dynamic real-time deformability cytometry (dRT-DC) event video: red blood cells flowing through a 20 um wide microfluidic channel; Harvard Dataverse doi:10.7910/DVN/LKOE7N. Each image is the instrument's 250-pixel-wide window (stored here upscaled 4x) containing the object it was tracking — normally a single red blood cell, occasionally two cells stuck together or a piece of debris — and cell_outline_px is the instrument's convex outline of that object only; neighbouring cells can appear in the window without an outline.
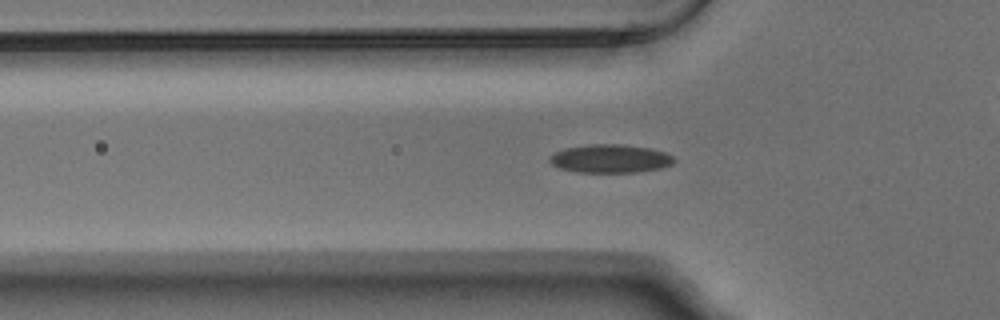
{"species": "Egyptian fruit bat (a non-hibernating species)", "species_latin": "Rousettus aegyptiacus", "temperature_condition": "warm", "stored_images_in_passage": 39, "camera_frame_rate_fps": 3000, "um_per_image_px": 0.085, "animal": {"sex": "male"}, "frame": {"image": 1, "passage_image": 2, "time_ms": 0.333, "image_size_px": [1000, 320], "cell_outline_px": [[676, 160], [672, 164], [660, 168], [636, 172], [576, 172], [560, 168], [552, 164], [548, 160], [548, 156], [564, 148], [588, 144], [624, 144], [648, 148], [664, 152], [672, 156]], "centroid_in_image_um": [51.84, 13.48], "position_along_channel_um": 74.0, "area_um2": 20.58}}
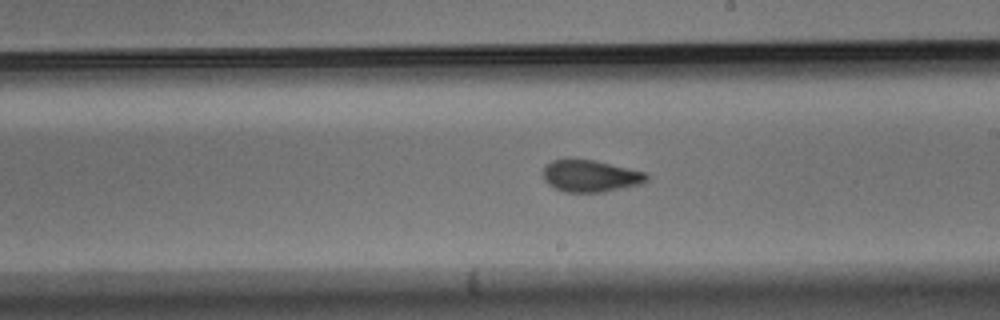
{"frame": {"image": 2, "passage_image": 15, "time_ms": 4.667, "image_size_px": [1000, 320], "cell_outline_px": [[648, 180], [640, 184], [604, 192], [564, 192], [548, 184], [544, 180], [544, 164], [552, 160], [596, 160], [648, 172]], "centroid_in_image_um": [50.22, 14.96], "position_along_channel_um": 238.8, "area_um2": 19.31}}
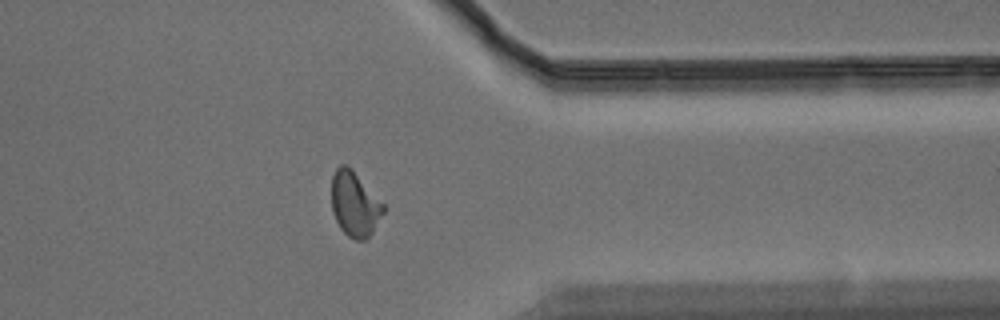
{"frame": {"image": 3, "passage_image": 27, "time_ms": 8.667, "image_size_px": [1000, 320], "cell_outline_px": [[384, 212], [372, 232], [364, 240], [356, 240], [348, 236], [340, 228], [332, 212], [332, 176], [336, 168], [340, 164], [348, 164], [352, 168], [384, 204]], "centroid_in_image_um": [30.14, 17.31], "position_along_channel_um": 381.3, "area_um2": 19.59}, "authors_computed_cell_mechanics": {"area_um2": 19.3052, "velocity_mm_per_s": 3.7755, "shape_relaxation_time_tau1_ms": 6.9894, "shape_relaxation_time_tau2_ms": 1.68, "deformation_change_tau1": 0.1771, "deformation_change_tau2": 0.071}}